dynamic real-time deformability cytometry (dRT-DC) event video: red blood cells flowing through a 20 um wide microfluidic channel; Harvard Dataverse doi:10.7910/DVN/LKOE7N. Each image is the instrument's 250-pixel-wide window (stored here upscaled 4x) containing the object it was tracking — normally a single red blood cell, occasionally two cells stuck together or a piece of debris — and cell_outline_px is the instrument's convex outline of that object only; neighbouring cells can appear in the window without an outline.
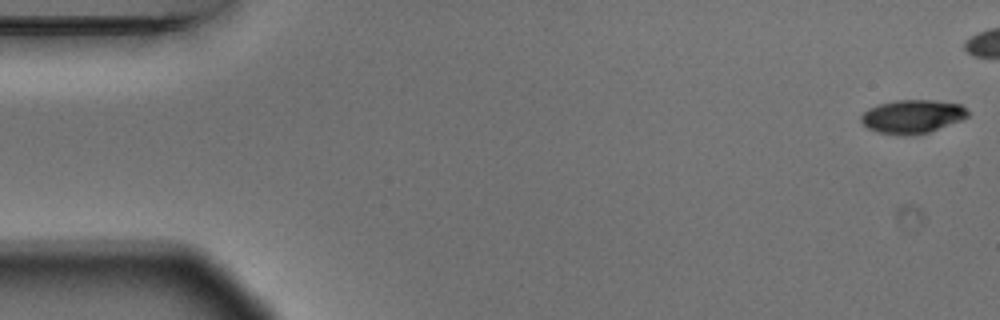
{"species": "Egyptian fruit bat (a non-hibernating species)", "species_latin": "Rousettus aegyptiacus", "temperature_condition": "warm", "stored_images_in_passage": 6, "camera_frame_rate_fps": 3000, "um_per_image_px": 0.085, "animal": {"sex": "male"}, "frame": {"image": 1, "passage_image": 1, "time_ms": 0.0, "image_size_px": [1000, 320], "cell_outline_px": [[968, 116], [960, 120], [928, 132], [904, 136], [900, 136], [876, 132], [868, 128], [860, 120], [860, 116], [868, 108], [880, 104], [896, 100], [932, 100], [960, 104], [968, 112]], "centroid_in_image_um": [77.5, 9.91], "position_along_channel_um": 7.5, "area_um2": 20.69}}